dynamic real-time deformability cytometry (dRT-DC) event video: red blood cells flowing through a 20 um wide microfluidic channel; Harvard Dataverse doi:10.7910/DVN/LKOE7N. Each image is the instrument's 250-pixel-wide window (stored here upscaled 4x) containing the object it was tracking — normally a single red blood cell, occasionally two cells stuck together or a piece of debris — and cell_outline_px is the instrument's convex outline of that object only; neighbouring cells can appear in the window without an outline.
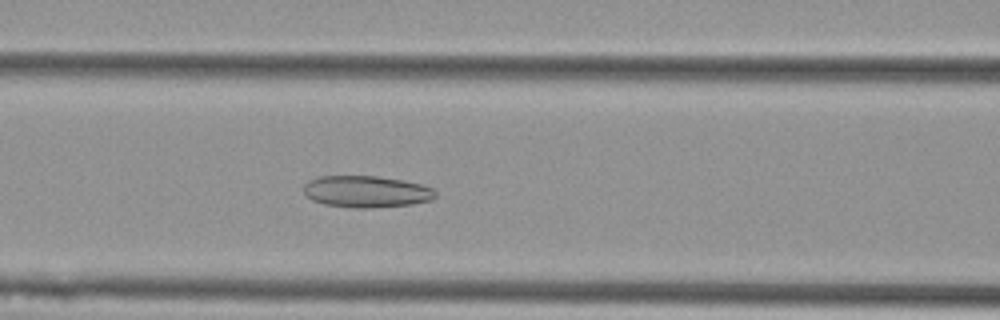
{"species": "Egyptian fruit bat (a non-hibernating species)", "species_latin": "Rousettus aegyptiacus", "temperature_condition": "cold", "stored_images_in_passage": 51, "camera_frame_rate_fps": 3000, "um_per_image_px": 0.085, "animal": {"sex": "female"}, "frame": {"image": 1, "passage_image": 19, "time_ms": 6.0, "image_size_px": [1000, 320], "cell_outline_px": [[436, 196], [432, 200], [412, 204], [372, 208], [356, 208], [324, 204], [312, 200], [304, 192], [304, 184], [308, 180], [320, 176], [376, 176], [404, 180], [420, 184], [432, 188], [436, 192]], "centroid_in_image_um": [31.15, 16.28], "position_along_channel_um": 135.5, "area_um2": 24.39}}
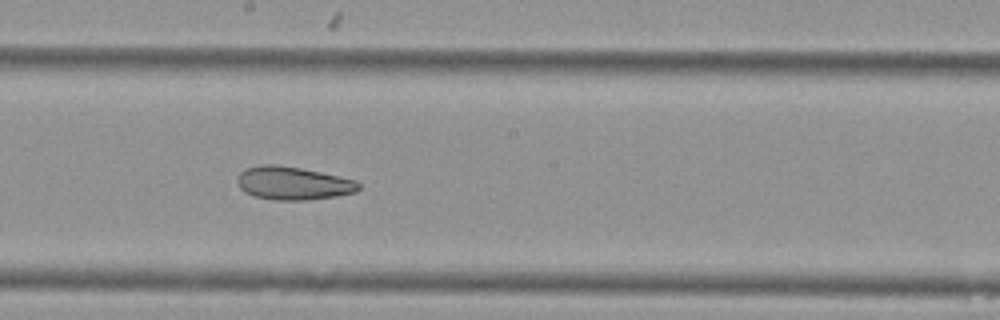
{"frame": {"image": 2, "passage_image": 26, "time_ms": 8.333, "image_size_px": [1000, 320], "cell_outline_px": [[360, 188], [356, 192], [336, 196], [308, 200], [276, 200], [252, 196], [244, 192], [240, 188], [236, 180], [240, 172], [248, 168], [260, 164], [276, 164], [300, 168], [340, 176], [356, 180], [360, 184]], "centroid_in_image_um": [24.9, 15.58], "position_along_channel_um": 223.3, "area_um2": 23.58}}
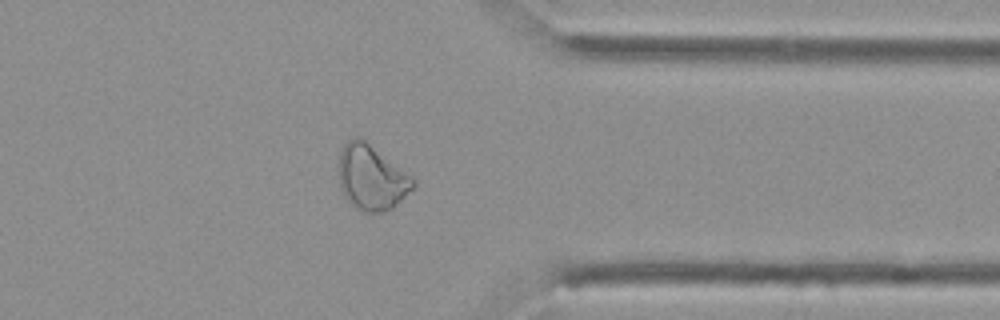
{"frame": {"image": 3, "passage_image": 39, "time_ms": 12.667, "image_size_px": [1000, 320], "cell_outline_px": [[416, 188], [392, 208], [380, 212], [368, 212], [352, 204], [344, 196], [340, 188], [340, 152], [344, 144], [348, 140], [356, 136], [360, 136], [412, 176], [416, 180]], "centroid_in_image_um": [31.62, 15.08], "position_along_channel_um": 379.8, "area_um2": 28.03}, "authors_computed_cell_mechanics": {"area_um2": 28.2642, "velocity_mm_per_s": 3.7844, "shape_relaxation_time_tau1_ms": null, "shape_relaxation_time_tau2_ms": 6.0565, "deformation_change_tau1": null, "deformation_change_tau2": 0.1336}}